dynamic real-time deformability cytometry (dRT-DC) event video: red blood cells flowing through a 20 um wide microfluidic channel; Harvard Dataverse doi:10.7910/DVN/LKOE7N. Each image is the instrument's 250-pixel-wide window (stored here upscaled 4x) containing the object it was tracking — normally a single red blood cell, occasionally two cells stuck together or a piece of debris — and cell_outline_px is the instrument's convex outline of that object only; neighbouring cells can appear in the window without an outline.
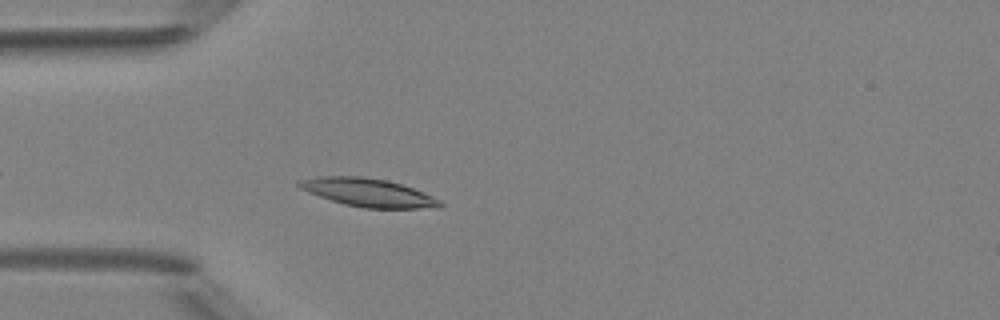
{"species": "Egyptian fruit bat (a non-hibernating species)", "species_latin": "Rousettus aegyptiacus", "temperature_condition": "room temperature", "stored_images_in_passage": 37, "camera_frame_rate_fps": 3000, "um_per_image_px": 0.085, "animal": {"sex": "female"}, "frame": {"image": 1, "passage_image": 4, "time_ms": 1.0, "image_size_px": [1000, 320], "cell_outline_px": [[444, 204], [440, 208], [364, 208], [344, 204], [308, 192], [300, 188], [296, 184], [300, 180], [320, 176], [360, 176], [388, 180], [412, 188], [432, 196], [440, 200]], "centroid_in_image_um": [31.31, 16.37], "position_along_channel_um": 53.7, "area_um2": 23.0}}
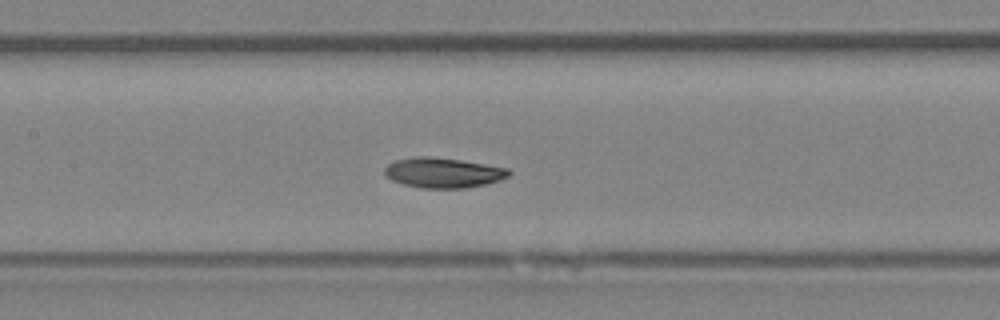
{"frame": {"image": 2, "passage_image": 13, "time_ms": 4.0, "image_size_px": [1000, 320], "cell_outline_px": [[512, 172], [508, 176], [500, 180], [484, 184], [464, 188], [420, 188], [404, 184], [392, 180], [384, 172], [384, 168], [388, 164], [396, 160], [412, 156], [428, 156], [460, 160], [508, 168]], "centroid_in_image_um": [37.65, 14.67], "position_along_channel_um": 169.7, "area_um2": 21.68}}
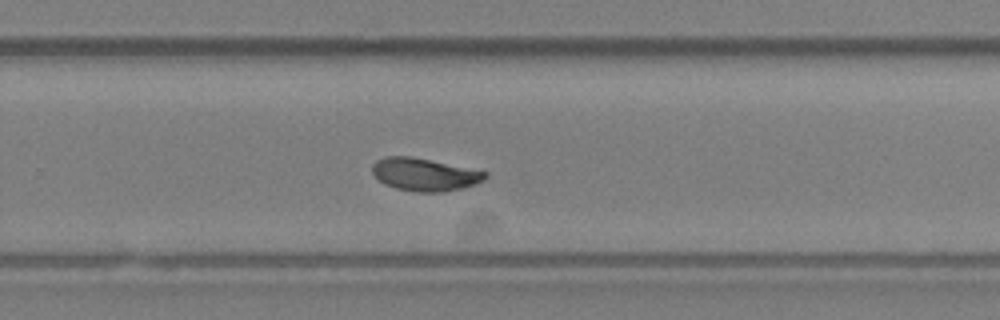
{"frame": {"image": 3, "passage_image": 22, "time_ms": 7.0, "image_size_px": [1000, 320], "cell_outline_px": [[488, 176], [484, 180], [476, 184], [444, 192], [416, 192], [396, 188], [384, 184], [372, 172], [372, 164], [376, 160], [384, 156], [412, 156], [488, 172]], "centroid_in_image_um": [36.08, 14.82], "position_along_channel_um": 293.7, "area_um2": 21.56}, "authors_computed_cell_mechanics": {"area_um2": 21.6172, "velocity_mm_per_s": 4.1409, "shape_relaxation_time_tau1_ms": 3.8695, "shape_relaxation_time_tau2_ms": 1.7763, "deformation_change_tau1": 0.1573, "deformation_change_tau2": 0.059}}